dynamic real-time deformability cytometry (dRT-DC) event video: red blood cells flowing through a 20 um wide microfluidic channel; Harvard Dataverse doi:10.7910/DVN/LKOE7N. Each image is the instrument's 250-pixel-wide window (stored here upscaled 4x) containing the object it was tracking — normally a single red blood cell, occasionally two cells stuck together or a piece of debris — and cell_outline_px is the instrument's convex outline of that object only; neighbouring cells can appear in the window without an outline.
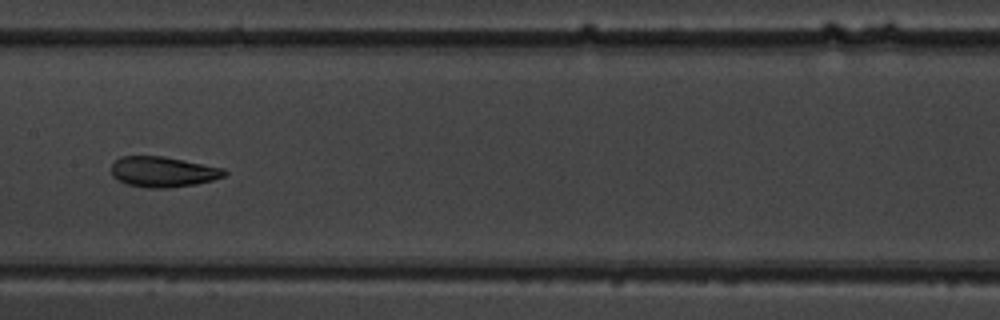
{"species": "common noctule bat (a hibernating species)", "species_latin": "Nyctalus noctula", "temperature_condition": "warm", "stored_images_in_passage": 9, "camera_frame_rate_fps": 3000, "um_per_image_px": 0.085, "animal": {"sex": "male", "body_mass_g": 19.5, "forearm_length_mm": 54.6}, "frame": {"image": 1, "passage_image": 6, "time_ms": 6.667, "image_size_px": [1000, 320], "cell_outline_px": [[228, 172], [224, 176], [212, 180], [196, 184], [168, 188], [148, 188], [128, 184], [112, 176], [112, 164], [120, 156], [164, 156], [224, 168]], "centroid_in_image_um": [13.87, 14.6], "position_along_channel_um": 193.5, "area_um2": 20.0}}
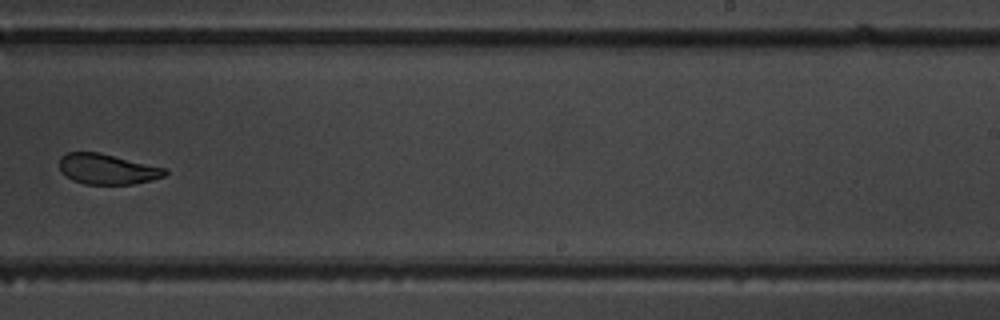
{"frame": {"image": 2, "passage_image": 8, "time_ms": 9.0, "image_size_px": [1000, 320], "cell_outline_px": [[168, 172], [164, 176], [152, 180], [132, 184], [84, 184], [72, 180], [64, 176], [60, 172], [60, 156], [68, 152], [100, 152], [168, 168]], "centroid_in_image_um": [9.12, 14.37], "position_along_channel_um": 279.9, "area_um2": 19.02}}
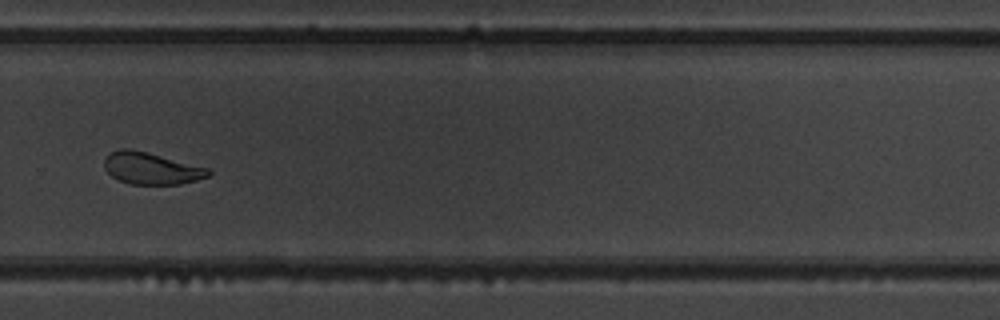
{"frame": {"image": 3, "passage_image": 9, "time_ms": 10.0, "image_size_px": [1000, 320], "cell_outline_px": [[212, 172], [208, 176], [196, 180], [180, 184], [132, 184], [120, 180], [112, 176], [104, 168], [104, 160], [112, 152], [120, 148], [128, 148], [148, 152], [212, 168]], "centroid_in_image_um": [12.91, 14.3], "position_along_channel_um": 316.9, "area_um2": 19.42}}